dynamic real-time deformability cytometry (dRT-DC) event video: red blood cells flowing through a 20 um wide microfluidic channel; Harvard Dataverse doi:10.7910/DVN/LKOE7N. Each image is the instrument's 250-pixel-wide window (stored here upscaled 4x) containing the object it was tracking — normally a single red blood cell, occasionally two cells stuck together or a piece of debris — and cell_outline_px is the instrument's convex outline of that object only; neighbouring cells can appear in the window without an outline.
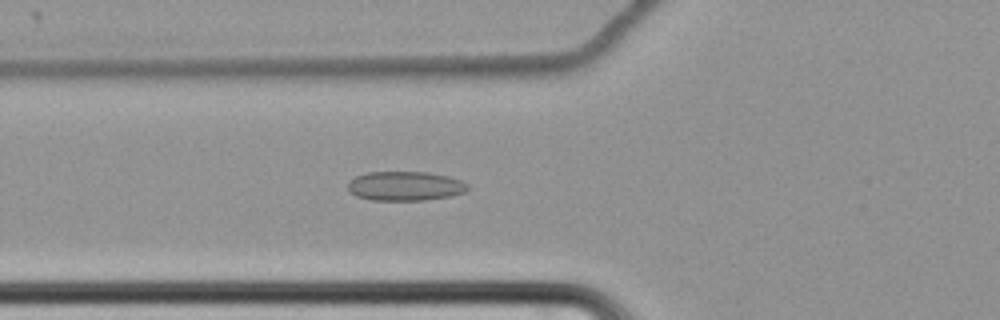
{"species": "common noctule bat (a hibernating species)", "species_latin": "Nyctalus noctula", "temperature_condition": "cold", "stored_images_in_passage": 65, "camera_frame_rate_fps": 3000, "um_per_image_px": 0.085, "animal": {"sex": "female", "body_mass_g": 22.7, "forearm_length_mm": 54.2}, "frame": {"image": 1, "passage_image": 28, "time_ms": 9.0, "image_size_px": [1000, 320], "cell_outline_px": [[468, 188], [464, 192], [448, 196], [424, 200], [372, 200], [356, 196], [348, 192], [348, 180], [356, 176], [368, 172], [428, 172], [448, 176], [460, 180], [468, 184]], "centroid_in_image_um": [34.39, 15.81], "position_along_channel_um": 91.4, "area_um2": 20.46}}
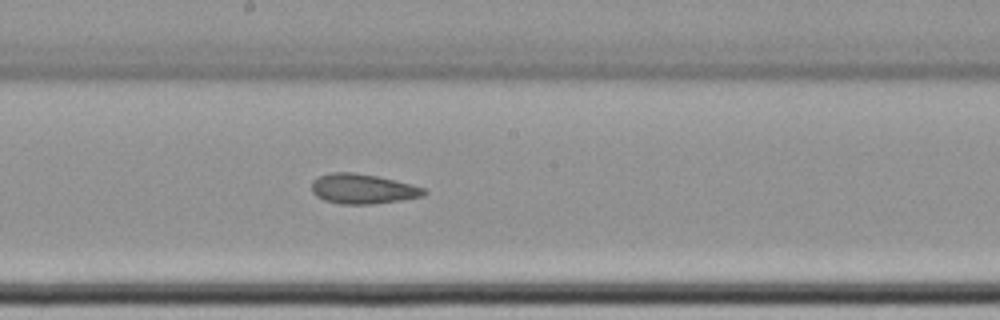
{"frame": {"image": 2, "passage_image": 39, "time_ms": 12.667, "image_size_px": [1000, 320], "cell_outline_px": [[428, 192], [424, 196], [400, 200], [372, 204], [340, 204], [324, 200], [316, 196], [312, 192], [312, 180], [320, 176], [332, 172], [352, 172], [376, 176], [396, 180], [412, 184], [424, 188]], "centroid_in_image_um": [30.84, 16.05], "position_along_channel_um": 217.4, "area_um2": 19.59}}
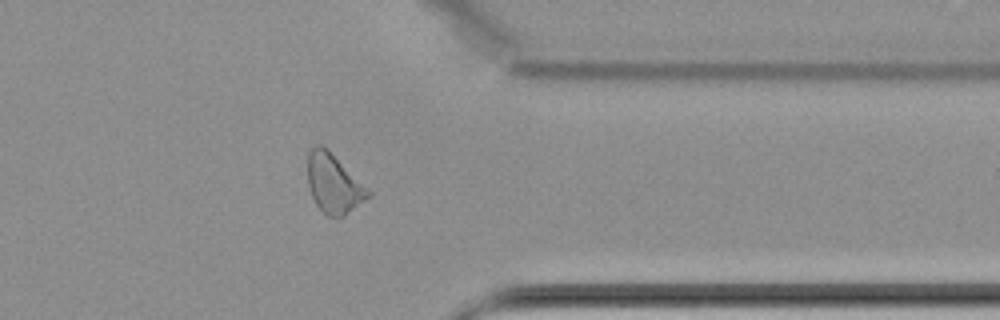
{"frame": {"image": 3, "passage_image": 54, "time_ms": 17.667, "image_size_px": [1000, 320], "cell_outline_px": [[372, 196], [344, 216], [328, 216], [316, 204], [312, 196], [308, 184], [308, 152], [316, 144], [320, 144], [328, 148], [372, 192]], "centroid_in_image_um": [28.39, 15.59], "position_along_channel_um": 383.0, "area_um2": 20.92}, "authors_computed_cell_mechanics": {"area_um2": 21.2704, "velocity_mm_per_s": 3.4355, "shape_relaxation_time_tau1_ms": null, "shape_relaxation_time_tau2_ms": 3.4029, "deformation_change_tau1": null, "deformation_change_tau2": 0.1005}}